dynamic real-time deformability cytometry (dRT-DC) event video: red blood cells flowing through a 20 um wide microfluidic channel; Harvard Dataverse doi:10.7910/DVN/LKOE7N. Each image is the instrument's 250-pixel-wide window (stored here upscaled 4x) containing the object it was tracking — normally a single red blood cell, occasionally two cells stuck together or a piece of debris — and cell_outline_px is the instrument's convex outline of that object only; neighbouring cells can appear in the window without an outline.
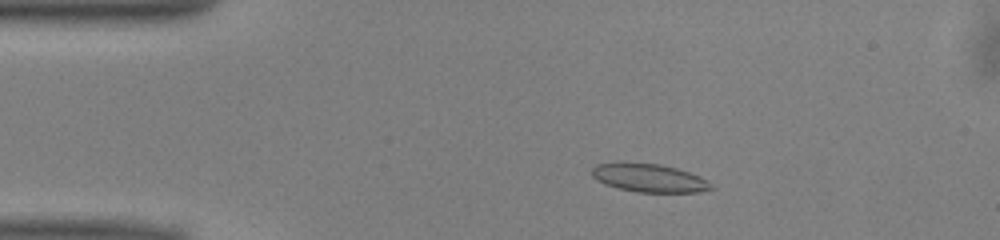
{"species": "common noctule bat (a hibernating species)", "species_latin": "Nyctalus noctula", "temperature_condition": "warm", "stored_images_in_passage": 49, "camera_frame_rate_fps": 3000, "um_per_image_px": 0.085, "animal": {"sex": "male", "body_mass_g": 13.0, "forearm_length_mm": 53.1}, "frame": {"image": 1, "passage_image": 8, "time_ms": 2.333, "image_size_px": [1000, 240], "cell_outline_px": [[716, 188], [700, 192], [636, 192], [616, 188], [604, 184], [596, 180], [592, 176], [592, 168], [596, 164], [660, 164], [676, 168], [700, 176], [708, 180]], "centroid_in_image_um": [55.23, 15.16], "position_along_channel_um": 29.8, "area_um2": 19.42}}
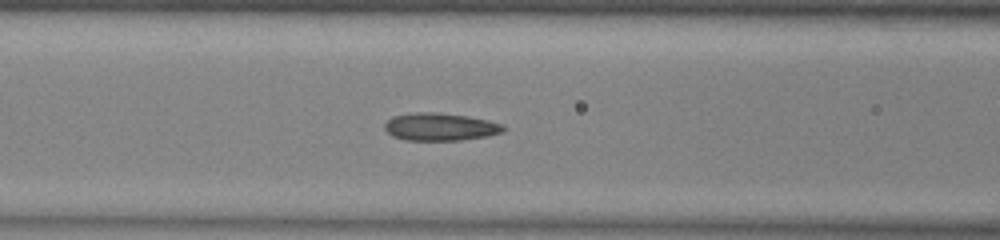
{"frame": {"image": 2, "passage_image": 19, "time_ms": 6.0, "image_size_px": [1000, 240], "cell_outline_px": [[504, 132], [488, 136], [460, 140], [404, 140], [392, 136], [384, 128], [384, 124], [392, 116], [416, 112], [436, 112], [468, 116], [488, 120], [504, 124]], "centroid_in_image_um": [37.42, 10.78], "position_along_channel_um": 129.2, "area_um2": 19.25}}
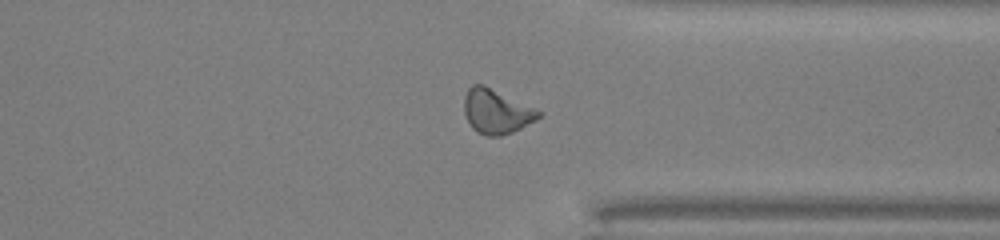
{"frame": {"image": 3, "passage_image": 37, "time_ms": 12.0, "image_size_px": [1000, 240], "cell_outline_px": [[544, 112], [536, 120], [512, 132], [500, 136], [484, 136], [476, 132], [472, 128], [464, 112], [464, 96], [468, 88], [472, 84], [484, 84]], "centroid_in_image_um": [42.18, 9.47], "position_along_channel_um": 369.2, "area_um2": 19.42}, "authors_computed_cell_mechanics": {"area_um2": 18.8428, "velocity_mm_per_s": 4.0397, "shape_relaxation_time_tau1_ms": null, "shape_relaxation_time_tau2_ms": 1.9729, "deformation_change_tau1": null, "deformation_change_tau2": 0.0903}}